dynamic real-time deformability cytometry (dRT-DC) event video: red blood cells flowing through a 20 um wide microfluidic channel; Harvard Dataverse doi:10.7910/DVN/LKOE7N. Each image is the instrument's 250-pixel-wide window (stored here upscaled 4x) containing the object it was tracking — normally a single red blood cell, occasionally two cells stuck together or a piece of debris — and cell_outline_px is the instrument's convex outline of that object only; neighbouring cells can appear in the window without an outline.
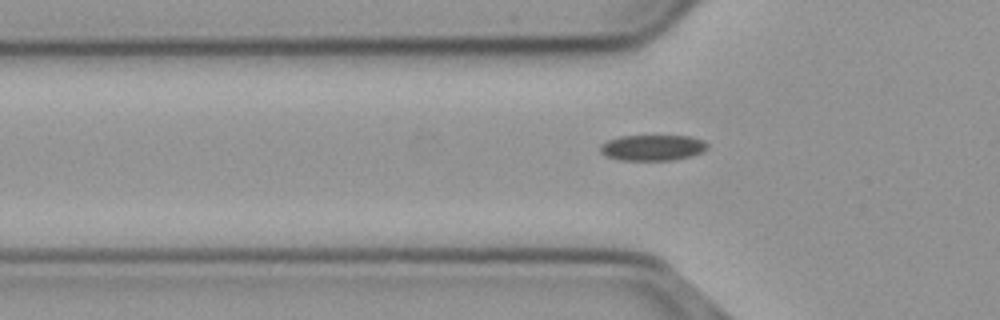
{"species": "common noctule bat (a hibernating species)", "species_latin": "Nyctalus noctula", "temperature_condition": "cold", "stored_images_in_passage": 47, "camera_frame_rate_fps": 3000, "um_per_image_px": 0.085, "animal": {"sex": "male", "body_mass_g": 23.1, "forearm_length_mm": 52.7}, "frame": {"image": 1, "passage_image": 17, "time_ms": 5.333, "image_size_px": [1000, 320], "cell_outline_px": [[708, 148], [700, 152], [688, 156], [672, 160], [620, 160], [608, 156], [600, 152], [600, 148], [608, 140], [620, 136], [688, 136], [704, 140], [708, 144]], "centroid_in_image_um": [55.48, 12.54], "position_along_channel_um": 70.3, "area_um2": 15.84}}
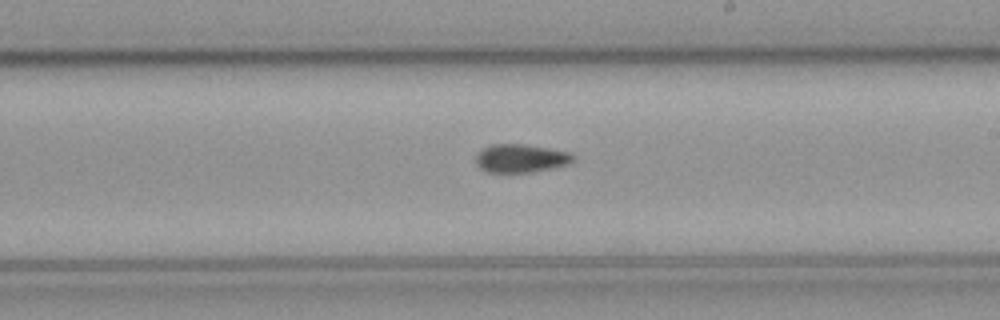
{"frame": {"image": 2, "passage_image": 31, "time_ms": 10.0, "image_size_px": [1000, 320], "cell_outline_px": [[576, 160], [568, 164], [532, 172], [488, 172], [480, 168], [476, 164], [476, 156], [484, 148], [492, 144], [524, 144], [572, 152], [576, 156]], "centroid_in_image_um": [44.32, 13.45], "position_along_channel_um": 244.7, "area_um2": 16.07}}
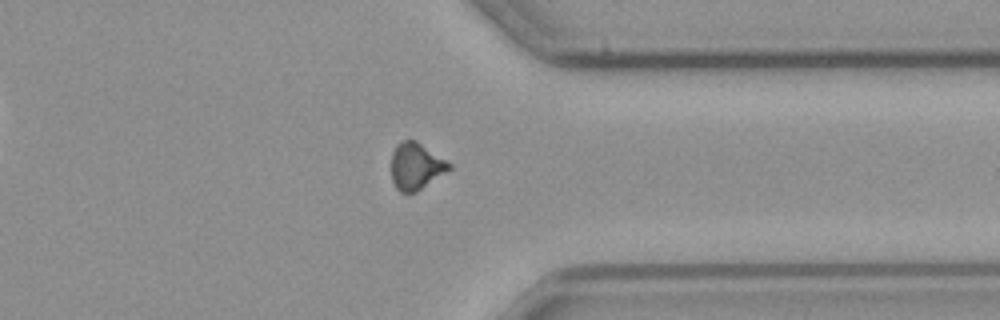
{"frame": {"image": 3, "passage_image": 42, "time_ms": 13.667, "image_size_px": [1000, 320], "cell_outline_px": [[452, 168], [416, 192], [408, 196], [400, 192], [396, 188], [392, 180], [392, 152], [396, 144], [404, 140], [416, 140], [452, 164]], "centroid_in_image_um": [35.34, 14.15], "position_along_channel_um": 376.1, "area_um2": 15.9}}